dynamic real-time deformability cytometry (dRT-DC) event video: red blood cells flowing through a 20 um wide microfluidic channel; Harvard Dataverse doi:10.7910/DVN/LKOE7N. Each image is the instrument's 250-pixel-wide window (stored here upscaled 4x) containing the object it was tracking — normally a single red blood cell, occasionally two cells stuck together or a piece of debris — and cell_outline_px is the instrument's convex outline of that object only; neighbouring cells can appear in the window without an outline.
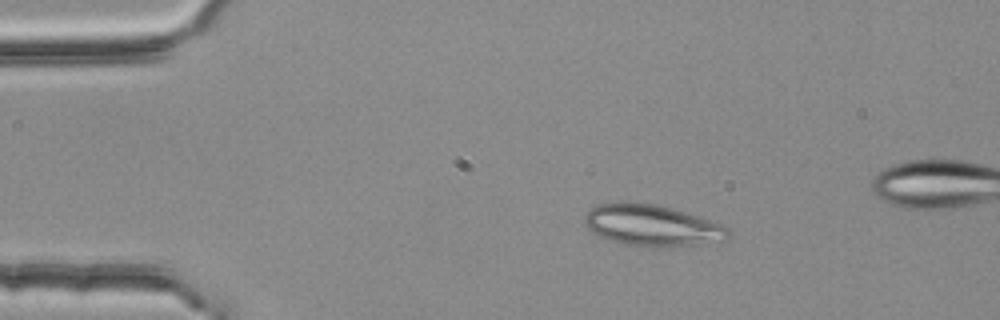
{"species": "common noctule bat (a hibernating species)", "species_latin": "Nyctalus noctula", "temperature_condition": "room temperature", "stored_images_in_passage": 3, "camera_frame_rate_fps": 3000, "um_per_image_px": 0.085, "animal": {"sex": "female", "body_mass_g": 25.1}, "frame": {"image": 1, "passage_image": 2, "time_ms": 0.333, "image_size_px": [1000, 320], "cell_outline_px": [[732, 232], [724, 240], [692, 244], [636, 248], [608, 240], [592, 232], [584, 224], [584, 216], [596, 204], [656, 204], [672, 208], [720, 224], [728, 228]], "centroid_in_image_um": [55.37, 19.19], "position_along_channel_um": 29.6, "area_um2": 33.87}}